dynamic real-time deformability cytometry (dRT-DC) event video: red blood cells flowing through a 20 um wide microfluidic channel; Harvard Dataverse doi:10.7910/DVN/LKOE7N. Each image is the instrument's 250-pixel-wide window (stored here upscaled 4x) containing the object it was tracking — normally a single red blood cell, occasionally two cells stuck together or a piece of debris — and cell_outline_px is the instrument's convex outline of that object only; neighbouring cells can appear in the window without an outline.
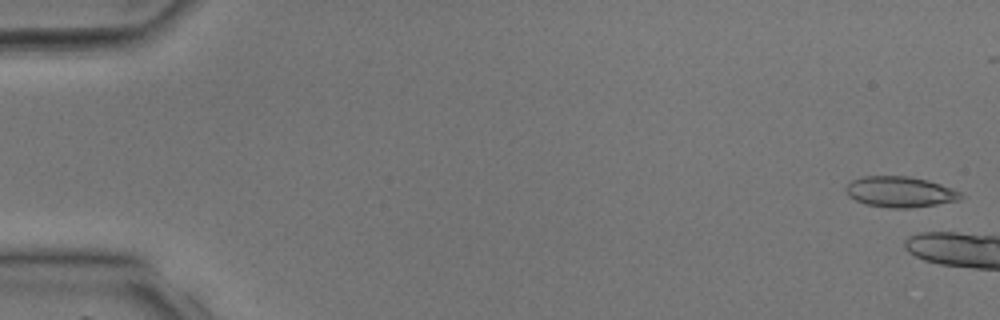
{"species": "common noctule bat (a hibernating species)", "species_latin": "Nyctalus noctula", "temperature_condition": "room temperature", "stored_images_in_passage": 5, "camera_frame_rate_fps": 3000, "um_per_image_px": 0.085, "animal": {"sex": "male", "body_mass_g": 17.9, "forearm_length_mm": 54.2}, "frame": {"image": 1, "passage_image": 1, "time_ms": 0.0, "image_size_px": [1000, 320], "cell_outline_px": [[964, 196], [960, 200], [936, 204], [908, 208], [888, 208], [864, 204], [848, 196], [844, 188], [852, 180], [860, 176], [908, 176], [928, 180], [964, 192]], "centroid_in_image_um": [76.51, 16.31], "position_along_channel_um": 8.5, "area_um2": 20.81}}